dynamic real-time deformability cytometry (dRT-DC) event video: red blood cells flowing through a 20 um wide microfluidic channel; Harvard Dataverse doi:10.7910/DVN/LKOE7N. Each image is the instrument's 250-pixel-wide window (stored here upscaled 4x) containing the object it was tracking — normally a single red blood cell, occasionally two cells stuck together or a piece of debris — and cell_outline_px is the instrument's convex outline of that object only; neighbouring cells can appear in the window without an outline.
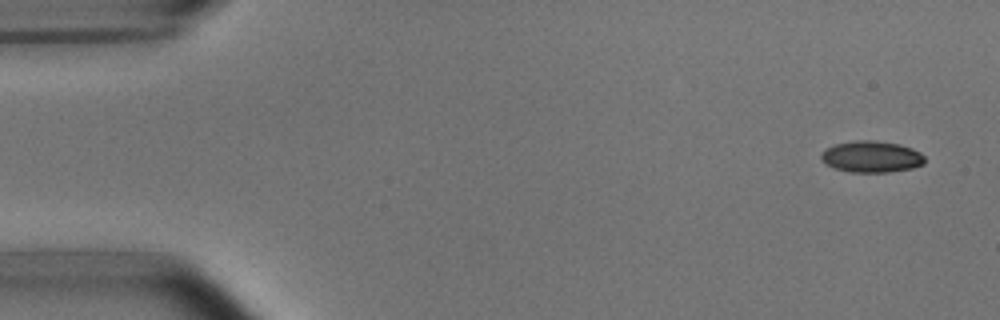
{"species": "common noctule bat (a hibernating species)", "species_latin": "Nyctalus noctula", "temperature_condition": "room temperature", "stored_images_in_passage": 7, "camera_frame_rate_fps": 3000, "um_per_image_px": 0.085, "animal": {"sex": "male", "body_mass_g": 15.6}, "frame": {"image": 1, "passage_image": 1, "time_ms": 0.0, "image_size_px": [1000, 320], "cell_outline_px": [[924, 164], [912, 168], [888, 172], [852, 172], [836, 168], [828, 164], [820, 156], [828, 148], [836, 144], [856, 140], [876, 140], [900, 144], [912, 148], [920, 152], [924, 156]], "centroid_in_image_um": [74.14, 13.31], "position_along_channel_um": 10.9, "area_um2": 18.73}}
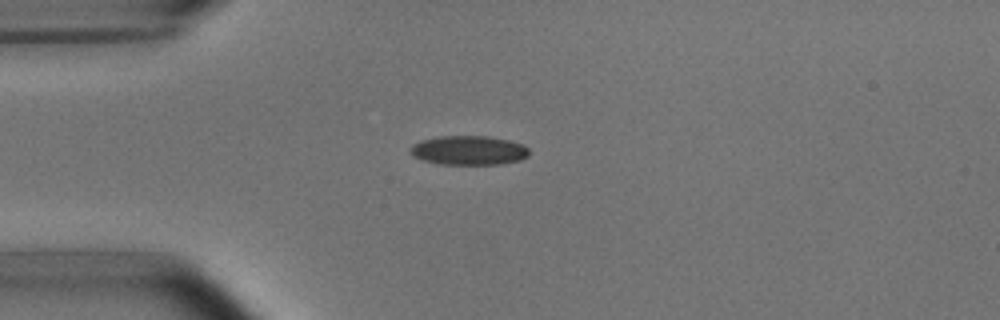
{"frame": {"image": 2, "passage_image": 4, "time_ms": 3.667, "image_size_px": [1000, 320], "cell_outline_px": [[528, 156], [520, 160], [500, 164], [440, 164], [424, 160], [416, 156], [412, 152], [412, 144], [420, 140], [436, 136], [488, 136], [508, 140], [524, 144], [528, 148]], "centroid_in_image_um": [39.88, 12.77], "position_along_channel_um": 45.1, "area_um2": 20.11}}
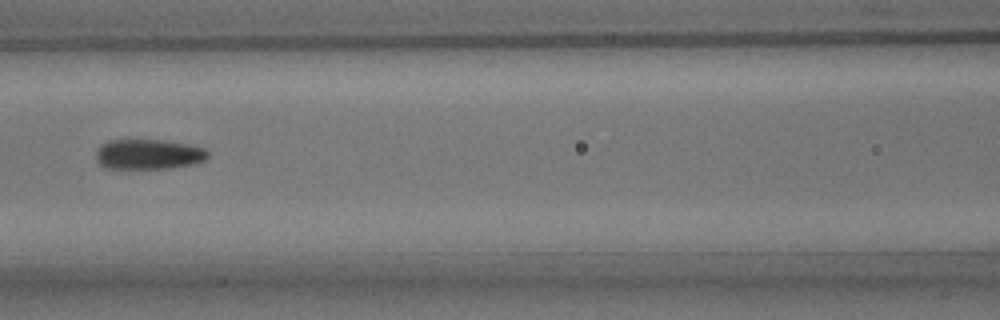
{"frame": {"image": 3, "passage_image": 7, "time_ms": 7.0, "image_size_px": [1000, 320], "cell_outline_px": [[208, 156], [204, 160], [192, 164], [168, 168], [104, 168], [96, 160], [96, 148], [100, 144], [108, 140], [164, 140], [188, 144], [204, 148], [208, 152]], "centroid_in_image_um": [12.57, 13.1], "position_along_channel_um": 154.0, "area_um2": 19.65}}